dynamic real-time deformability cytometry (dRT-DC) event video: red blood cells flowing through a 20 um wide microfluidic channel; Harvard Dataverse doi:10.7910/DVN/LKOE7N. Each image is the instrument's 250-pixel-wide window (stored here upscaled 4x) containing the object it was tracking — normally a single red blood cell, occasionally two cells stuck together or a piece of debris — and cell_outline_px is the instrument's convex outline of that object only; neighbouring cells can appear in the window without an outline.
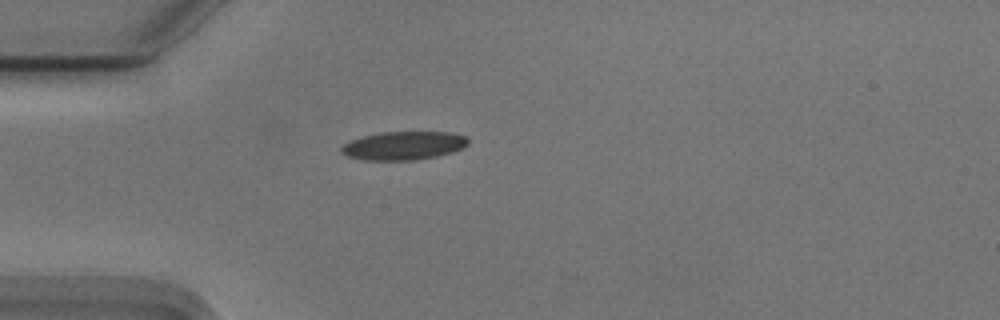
{"species": "Egyptian fruit bat (a non-hibernating species)", "species_latin": "Rousettus aegyptiacus", "temperature_condition": "cold", "stored_images_in_passage": 40, "camera_frame_rate_fps": 3000, "um_per_image_px": 0.085, "animal": {"sex": "male"}, "frame": {"image": 1, "passage_image": 1, "time_ms": 0.0, "image_size_px": [1000, 320], "cell_outline_px": [[468, 144], [464, 148], [452, 152], [436, 156], [412, 160], [364, 160], [348, 156], [340, 152], [340, 148], [344, 144], [352, 140], [364, 136], [380, 132], [448, 132], [464, 136], [468, 140]], "centroid_in_image_um": [34.3, 12.38], "position_along_channel_um": 50.7, "area_um2": 20.87}}
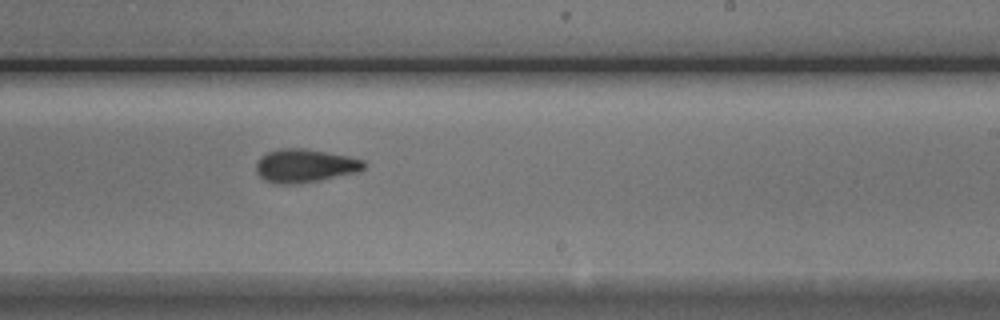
{"frame": {"image": 2, "passage_image": 19, "time_ms": 6.0, "image_size_px": [1000, 320], "cell_outline_px": [[368, 164], [364, 168], [356, 172], [320, 180], [296, 184], [276, 184], [264, 180], [256, 172], [256, 164], [260, 156], [268, 152], [280, 148], [304, 148], [348, 156], [364, 160]], "centroid_in_image_um": [25.9, 14.09], "position_along_channel_um": 263.1, "area_um2": 21.04}}
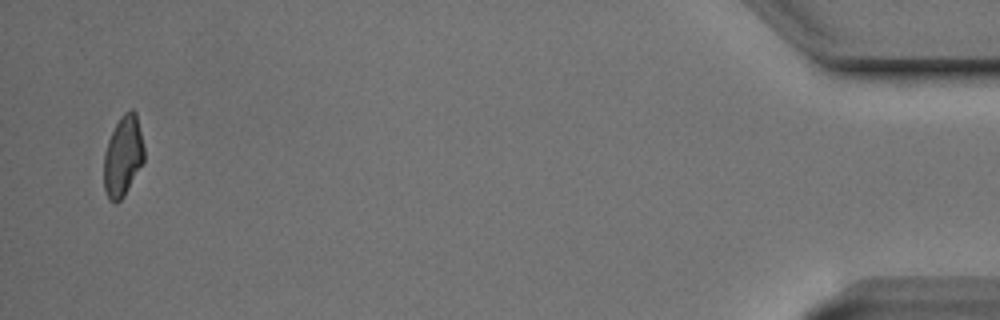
{"frame": {"image": 3, "passage_image": 39, "time_ms": 12.667, "image_size_px": [1000, 320], "cell_outline_px": [[144, 160], [124, 196], [116, 204], [108, 200], [104, 188], [104, 152], [108, 140], [120, 116], [124, 112], [132, 108], [136, 112], [144, 148]], "centroid_in_image_um": [10.44, 13.28], "position_along_channel_um": 424.8, "area_um2": 18.9}, "authors_computed_cell_mechanics": {"area_um2": 20.4612, "velocity_mm_per_s": 3.7331, "shape_relaxation_time_tau1_ms": 6.337, "shape_relaxation_time_tau2_ms": 3.2526, "deformation_change_tau1": 0.1691, "deformation_change_tau2": 0.0809}}